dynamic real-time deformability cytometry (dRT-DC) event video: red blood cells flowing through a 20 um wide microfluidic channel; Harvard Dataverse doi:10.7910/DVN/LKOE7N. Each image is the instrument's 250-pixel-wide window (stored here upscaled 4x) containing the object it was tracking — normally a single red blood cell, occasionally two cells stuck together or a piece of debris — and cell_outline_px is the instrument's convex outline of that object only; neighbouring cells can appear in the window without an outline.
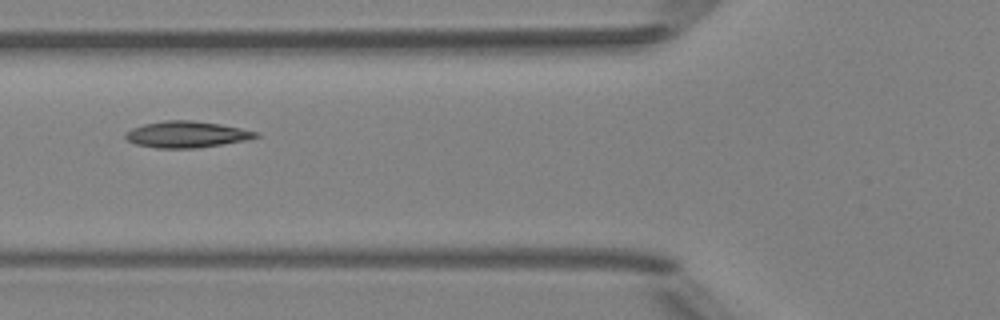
{"species": "Egyptian fruit bat (a non-hibernating species)", "species_latin": "Rousettus aegyptiacus", "temperature_condition": "room temperature", "stored_images_in_passage": 4, "camera_frame_rate_fps": 3000, "um_per_image_px": 0.085, "animal": {"sex": "female"}, "frame": {"image": 1, "passage_image": 3, "time_ms": 3.0, "image_size_px": [1000, 320], "cell_outline_px": [[260, 136], [248, 140], [196, 148], [156, 148], [136, 144], [128, 140], [124, 136], [124, 132], [132, 128], [144, 124], [164, 120], [192, 120], [220, 124], [260, 132]], "centroid_in_image_um": [15.87, 11.42], "position_along_channel_um": 109.9, "area_um2": 20.11}}